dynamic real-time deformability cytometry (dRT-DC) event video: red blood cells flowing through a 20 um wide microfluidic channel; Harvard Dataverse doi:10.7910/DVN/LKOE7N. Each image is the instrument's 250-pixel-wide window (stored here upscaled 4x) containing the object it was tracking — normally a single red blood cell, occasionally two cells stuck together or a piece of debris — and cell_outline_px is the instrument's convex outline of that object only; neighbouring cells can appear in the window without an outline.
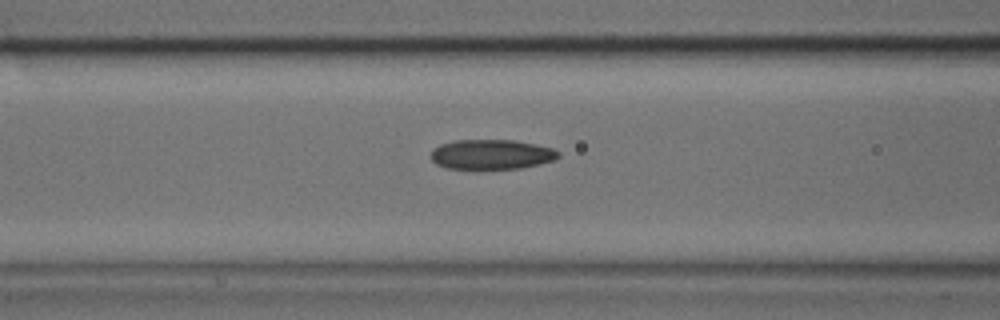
{"species": "common noctule bat (a hibernating species)", "species_latin": "Nyctalus noctula", "temperature_condition": "cold", "stored_images_in_passage": 32, "camera_frame_rate_fps": 3000, "um_per_image_px": 0.085, "animal": {"sex": "male", "body_mass_g": 17.9, "forearm_length_mm": 54.2}, "frame": {"image": 1, "passage_image": 5, "time_ms": 1.333, "image_size_px": [1000, 320], "cell_outline_px": [[560, 156], [556, 160], [540, 164], [520, 168], [448, 168], [436, 164], [432, 160], [432, 148], [440, 144], [456, 140], [516, 140], [552, 148], [560, 152]], "centroid_in_image_um": [41.8, 13.11], "position_along_channel_um": 124.8, "area_um2": 22.08}}
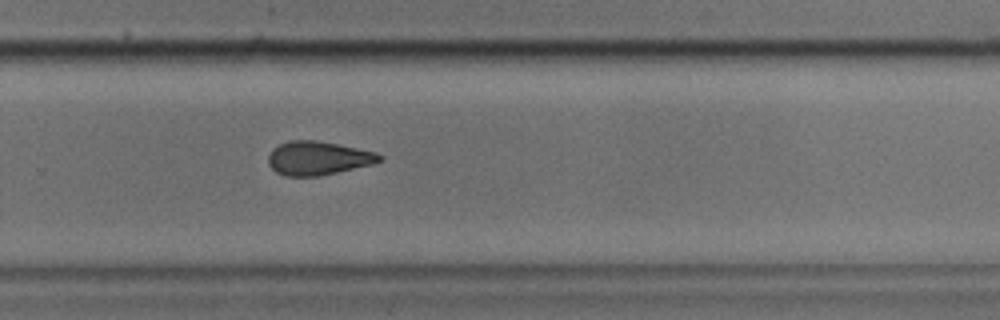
{"frame": {"image": 2, "passage_image": 18, "time_ms": 5.667, "image_size_px": [1000, 320], "cell_outline_px": [[384, 160], [372, 164], [320, 176], [284, 176], [276, 172], [268, 164], [268, 156], [272, 148], [280, 144], [292, 140], [312, 140], [336, 144], [376, 152], [384, 156]], "centroid_in_image_um": [27.03, 13.45], "position_along_channel_um": 302.8, "area_um2": 21.79}}
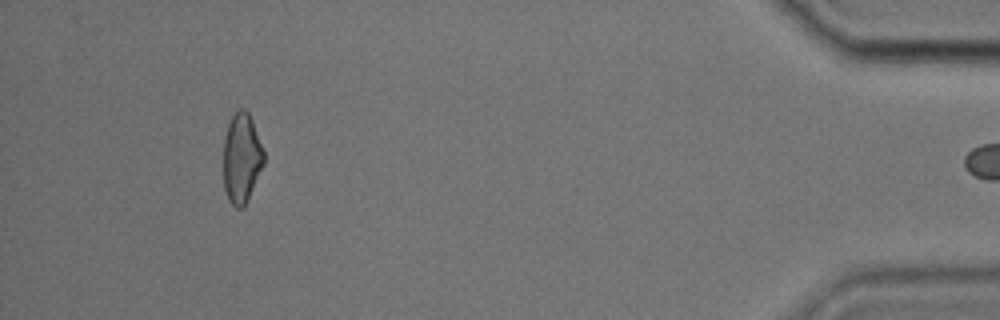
{"frame": {"image": 3, "passage_image": 31, "time_ms": 10.0, "image_size_px": [1000, 320], "cell_outline_px": [[264, 164], [244, 204], [240, 208], [236, 208], [228, 200], [224, 188], [224, 136], [228, 124], [232, 116], [240, 108], [244, 108], [248, 112], [252, 120], [264, 152]], "centroid_in_image_um": [20.52, 13.41], "position_along_channel_um": 414.7, "area_um2": 20.81}}